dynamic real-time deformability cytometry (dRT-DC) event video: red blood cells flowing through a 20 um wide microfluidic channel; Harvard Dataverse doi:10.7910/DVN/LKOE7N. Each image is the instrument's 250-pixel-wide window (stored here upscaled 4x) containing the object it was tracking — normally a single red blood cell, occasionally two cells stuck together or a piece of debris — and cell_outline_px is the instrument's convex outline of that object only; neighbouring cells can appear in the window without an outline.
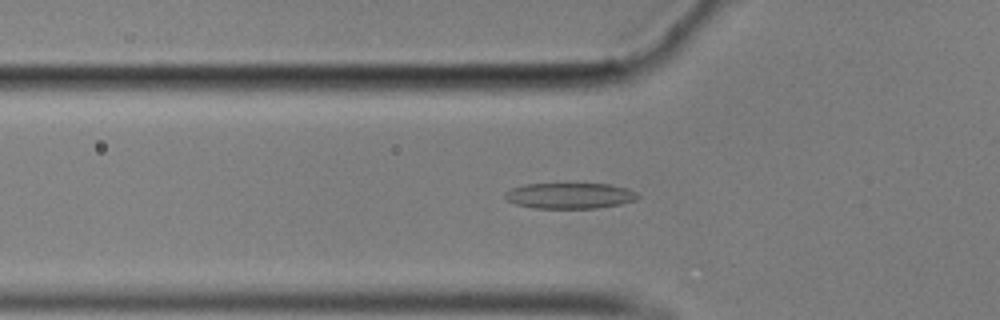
{"species": "common noctule bat (a hibernating species)", "species_latin": "Nyctalus noctula", "temperature_condition": "cold", "stored_images_in_passage": 52, "camera_frame_rate_fps": 3000, "um_per_image_px": 0.085, "animal": {"sex": "male", "body_mass_g": 17.9}, "frame": {"image": 1, "passage_image": 14, "time_ms": 4.333, "image_size_px": [1000, 320], "cell_outline_px": [[640, 196], [636, 200], [620, 204], [596, 208], [536, 208], [516, 204], [508, 200], [504, 196], [504, 192], [512, 188], [524, 184], [608, 184], [624, 188], [636, 192]], "centroid_in_image_um": [48.42, 16.63], "position_along_channel_um": 77.4, "area_um2": 19.77}}
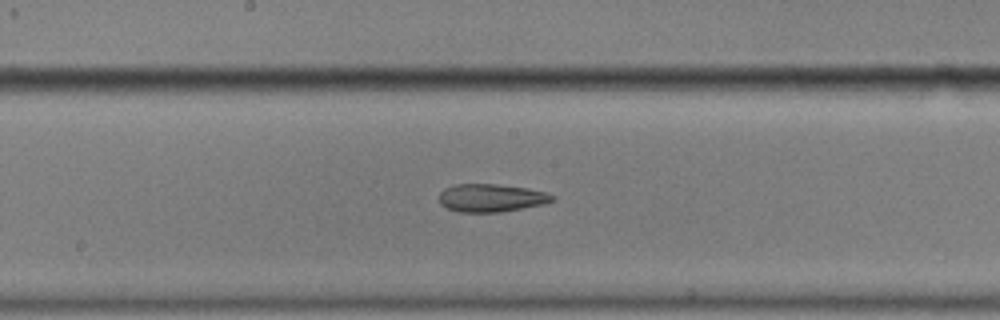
{"frame": {"image": 2, "passage_image": 25, "time_ms": 8.0, "image_size_px": [1000, 320], "cell_outline_px": [[556, 200], [544, 204], [500, 212], [460, 212], [448, 208], [440, 204], [440, 192], [444, 188], [456, 184], [496, 184], [524, 188], [544, 192], [556, 196]], "centroid_in_image_um": [41.75, 16.82], "position_along_channel_um": 206.4, "area_um2": 18.32}}
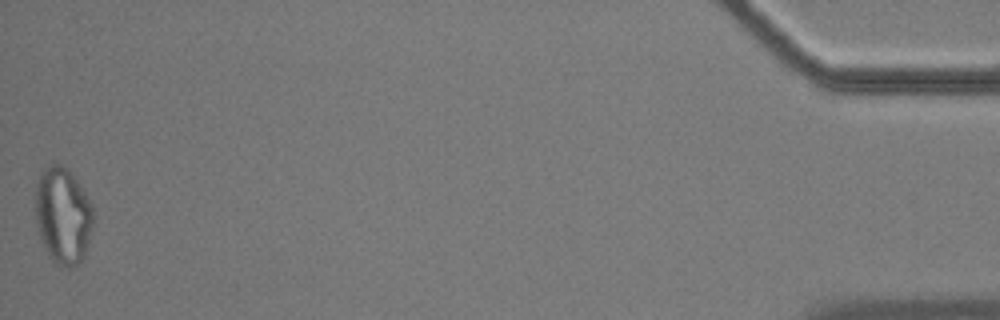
{"frame": {"image": 3, "passage_image": 52, "time_ms": 17.0, "image_size_px": [1000, 320], "cell_outline_px": [[92, 228], [84, 256], [72, 268], [68, 268], [56, 264], [48, 256], [40, 240], [36, 220], [36, 184], [40, 172], [44, 168], [52, 164], [60, 164], [68, 168], [92, 204]], "centroid_in_image_um": [5.33, 18.33], "position_along_channel_um": 429.9, "area_um2": 32.54}, "authors_computed_cell_mechanics": {"area_um2": 19.8832, "velocity_mm_per_s": 3.4909, "shape_relaxation_time_tau1_ms": null, "shape_relaxation_time_tau2_ms": 3.34, "deformation_change_tau1": null, "deformation_change_tau2": 0.1169}}